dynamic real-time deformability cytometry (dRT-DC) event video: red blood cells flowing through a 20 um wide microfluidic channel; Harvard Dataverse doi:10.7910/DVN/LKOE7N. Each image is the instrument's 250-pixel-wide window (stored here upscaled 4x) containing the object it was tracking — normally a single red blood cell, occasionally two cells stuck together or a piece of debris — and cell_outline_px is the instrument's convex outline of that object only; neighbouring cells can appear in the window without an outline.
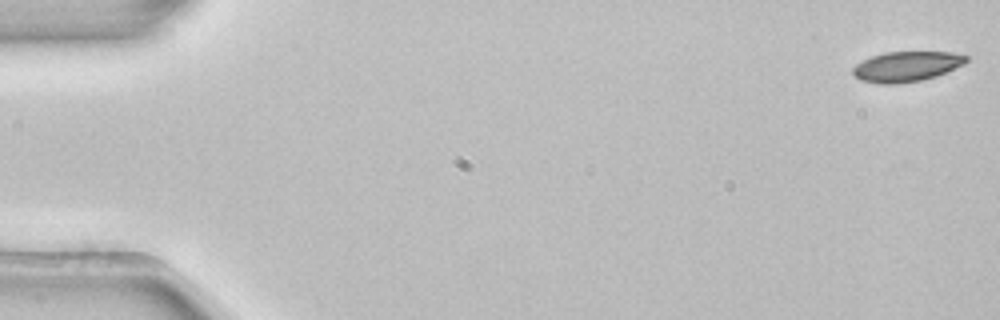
{"species": "common noctule bat (a hibernating species)", "species_latin": "Nyctalus noctula", "temperature_condition": "room temperature", "stored_images_in_passage": 4, "camera_frame_rate_fps": 3000, "um_per_image_px": 0.085, "animal": {"sex": "female", "body_mass_g": 22.7, "forearm_length_mm": 54.2}, "frame": {"image": 1, "passage_image": 1, "time_ms": 0.0, "image_size_px": [1000, 320], "cell_outline_px": [[968, 60], [964, 64], [936, 76], [920, 80], [896, 84], [880, 84], [860, 80], [852, 72], [852, 68], [856, 64], [872, 56], [884, 52], [952, 52], [968, 56]], "centroid_in_image_um": [77.05, 5.65], "position_along_channel_um": 8.0, "area_um2": 19.83}}